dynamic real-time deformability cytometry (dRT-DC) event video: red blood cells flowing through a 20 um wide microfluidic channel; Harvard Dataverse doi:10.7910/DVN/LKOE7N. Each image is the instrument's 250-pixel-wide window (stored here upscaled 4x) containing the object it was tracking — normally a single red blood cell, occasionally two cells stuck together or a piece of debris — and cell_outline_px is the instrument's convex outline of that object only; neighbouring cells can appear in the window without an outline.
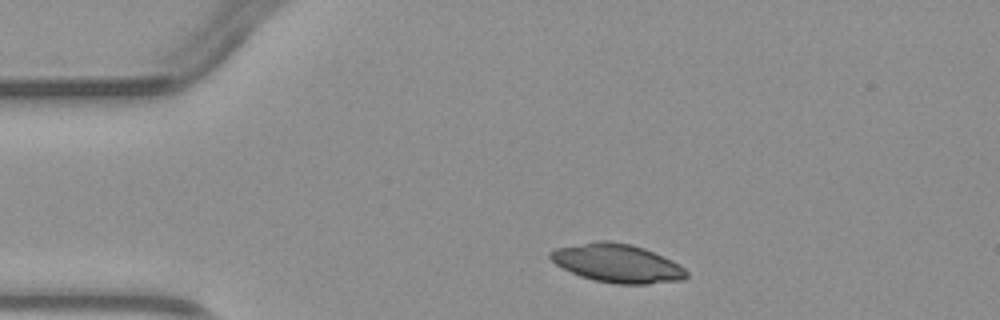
{"species": "common noctule bat (a hibernating species)", "species_latin": "Nyctalus noctula", "temperature_condition": "warm", "stored_images_in_passage": 2, "camera_frame_rate_fps": 3000, "um_per_image_px": 0.085, "animal": {"sex": "male", "body_mass_g": 23.1, "forearm_length_mm": 52.7}, "frame": {"image": 1, "passage_image": 1, "time_ms": 0.0, "image_size_px": [1000, 320], "cell_outline_px": [[688, 276], [684, 280], [648, 284], [616, 284], [592, 280], [580, 276], [556, 264], [548, 256], [548, 252], [556, 248], [596, 240], [608, 240], [632, 244], [644, 248], [672, 260], [684, 268], [688, 272]], "centroid_in_image_um": [52.47, 22.37], "position_along_channel_um": 32.5, "area_um2": 30.75}}